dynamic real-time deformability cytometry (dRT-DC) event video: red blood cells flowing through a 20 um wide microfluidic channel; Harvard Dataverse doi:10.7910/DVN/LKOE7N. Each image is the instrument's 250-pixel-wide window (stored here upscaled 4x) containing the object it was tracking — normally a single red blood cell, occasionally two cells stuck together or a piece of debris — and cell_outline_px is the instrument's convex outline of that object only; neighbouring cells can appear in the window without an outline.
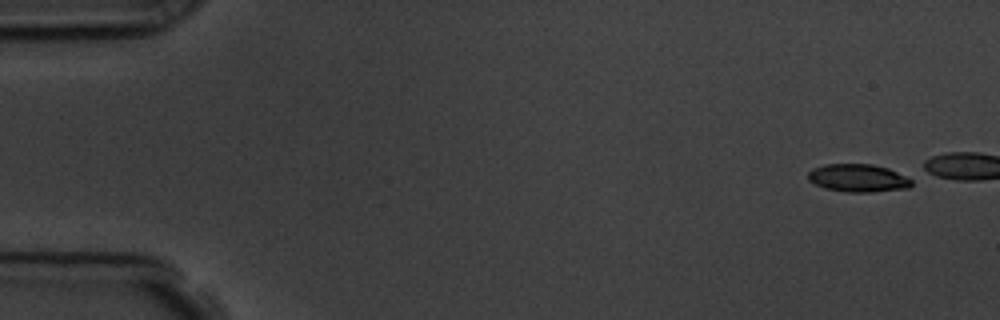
{"species": "common noctule bat (a hibernating species)", "species_latin": "Nyctalus noctula", "temperature_condition": "room temperature", "stored_images_in_passage": 1, "camera_frame_rate_fps": 3000, "um_per_image_px": 0.085, "animal": {"sex": "male", "body_mass_g": 19.5, "forearm_length_mm": 54.6}, "frame": {"image": 1, "passage_image": 1, "time_ms": 0.0, "image_size_px": [1000, 320], "cell_outline_px": [[912, 184], [908, 188], [872, 192], [848, 192], [824, 188], [808, 180], [808, 172], [812, 168], [824, 164], [872, 164], [888, 168], [912, 180]], "centroid_in_image_um": [72.91, 15.13], "position_along_channel_um": 12.1, "area_um2": 16.76}}